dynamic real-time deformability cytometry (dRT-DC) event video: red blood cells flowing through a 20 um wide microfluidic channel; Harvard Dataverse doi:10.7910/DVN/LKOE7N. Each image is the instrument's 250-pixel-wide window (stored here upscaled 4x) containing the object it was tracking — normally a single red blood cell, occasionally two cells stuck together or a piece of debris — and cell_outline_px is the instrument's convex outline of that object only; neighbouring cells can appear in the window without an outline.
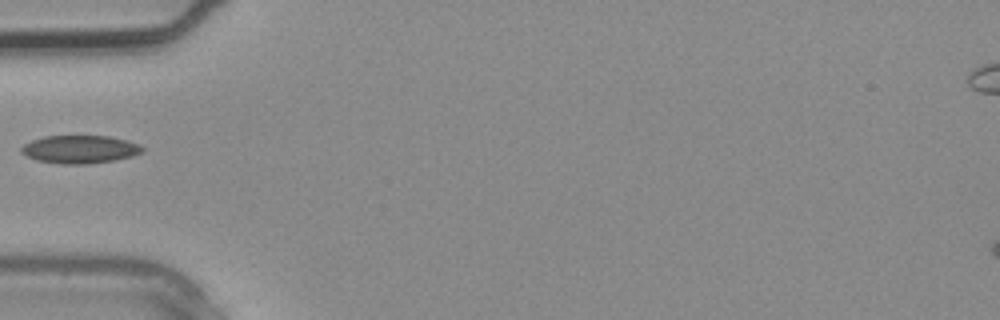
{"species": "common noctule bat (a hibernating species)", "species_latin": "Nyctalus noctula", "temperature_condition": "warm", "stored_images_in_passage": 4, "camera_frame_rate_fps": 3000, "um_per_image_px": 0.085, "animal": {"sex": "male", "body_mass_g": 20.4}, "frame": {"image": 1, "passage_image": 4, "time_ms": 1.0, "image_size_px": [1000, 320], "cell_outline_px": [[144, 152], [132, 156], [116, 160], [88, 164], [64, 164], [36, 160], [20, 152], [20, 148], [24, 144], [32, 140], [44, 136], [108, 136], [140, 144], [144, 148]], "centroid_in_image_um": [6.8, 12.69], "position_along_channel_um": 78.2, "area_um2": 19.77}}